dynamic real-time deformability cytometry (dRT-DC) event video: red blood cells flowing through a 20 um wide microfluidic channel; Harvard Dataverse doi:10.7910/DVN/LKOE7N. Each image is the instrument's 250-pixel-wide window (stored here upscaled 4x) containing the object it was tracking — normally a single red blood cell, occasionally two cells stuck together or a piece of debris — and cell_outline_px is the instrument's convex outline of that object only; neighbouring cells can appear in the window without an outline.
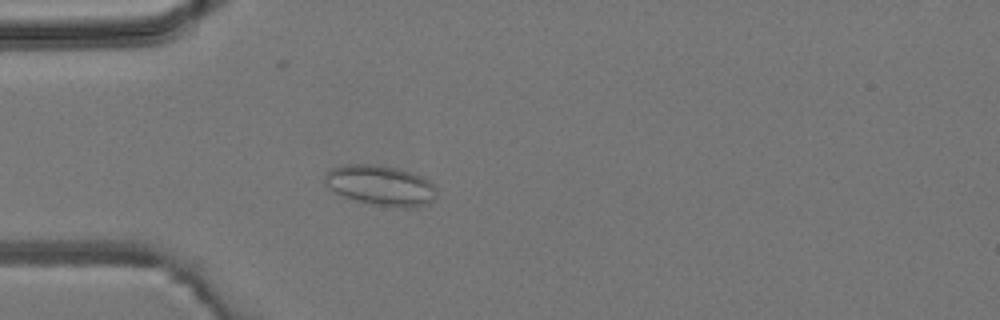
{"species": "common noctule bat (a hibernating species)", "species_latin": "Nyctalus noctula", "temperature_condition": "room temperature", "stored_images_in_passage": 4, "camera_frame_rate_fps": 3000, "um_per_image_px": 0.085, "animal": {"sex": "male", "body_mass_g": 19.2, "forearm_length_mm": 51.8}, "frame": {"image": 1, "passage_image": 4, "time_ms": 3.667, "image_size_px": [1000, 320], "cell_outline_px": [[436, 200], [412, 208], [400, 208], [372, 204], [356, 200], [344, 196], [336, 192], [324, 184], [324, 176], [332, 168], [344, 164], [376, 164], [396, 168], [420, 176], [428, 180], [436, 188]], "centroid_in_image_um": [32.35, 15.76], "position_along_channel_um": 52.6, "area_um2": 26.13}}